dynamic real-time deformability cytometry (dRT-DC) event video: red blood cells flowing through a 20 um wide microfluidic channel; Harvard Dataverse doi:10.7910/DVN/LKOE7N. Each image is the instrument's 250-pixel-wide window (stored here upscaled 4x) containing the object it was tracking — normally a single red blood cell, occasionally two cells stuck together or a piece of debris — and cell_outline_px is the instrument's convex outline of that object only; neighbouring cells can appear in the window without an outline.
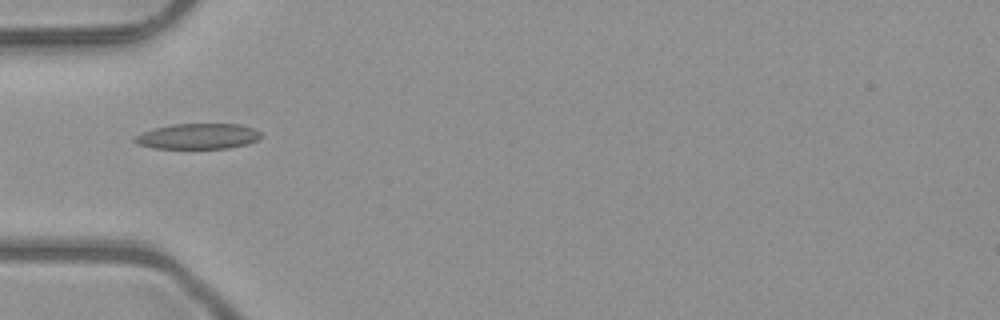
{"species": "common noctule bat (a hibernating species)", "species_latin": "Nyctalus noctula", "temperature_condition": "room temperature", "stored_images_in_passage": 8, "camera_frame_rate_fps": 3000, "um_per_image_px": 0.085, "animal": {"sex": "male", "body_mass_g": 23.1, "forearm_length_mm": 52.7}, "frame": {"image": 1, "passage_image": 1, "time_ms": 0.0, "image_size_px": [1000, 320], "cell_outline_px": [[260, 136], [256, 140], [248, 144], [228, 148], [156, 148], [136, 144], [132, 140], [132, 136], [152, 128], [172, 124], [240, 124], [252, 128], [260, 132]], "centroid_in_image_um": [16.75, 11.58], "position_along_channel_um": 68.2, "area_um2": 18.84}}
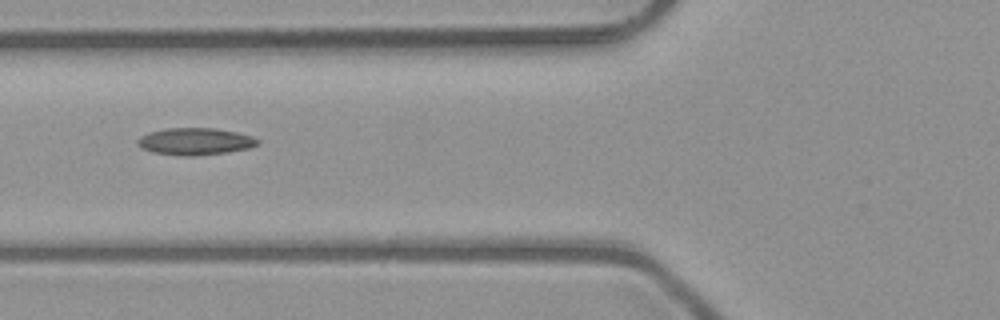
{"frame": {"image": 2, "passage_image": 4, "time_ms": 1.0, "image_size_px": [1000, 320], "cell_outline_px": [[260, 144], [248, 148], [228, 152], [196, 156], [184, 156], [152, 152], [136, 144], [136, 140], [140, 136], [148, 132], [168, 128], [216, 128], [236, 132], [252, 136], [260, 140]], "centroid_in_image_um": [16.6, 12.02], "position_along_channel_um": 109.2, "area_um2": 19.02}}